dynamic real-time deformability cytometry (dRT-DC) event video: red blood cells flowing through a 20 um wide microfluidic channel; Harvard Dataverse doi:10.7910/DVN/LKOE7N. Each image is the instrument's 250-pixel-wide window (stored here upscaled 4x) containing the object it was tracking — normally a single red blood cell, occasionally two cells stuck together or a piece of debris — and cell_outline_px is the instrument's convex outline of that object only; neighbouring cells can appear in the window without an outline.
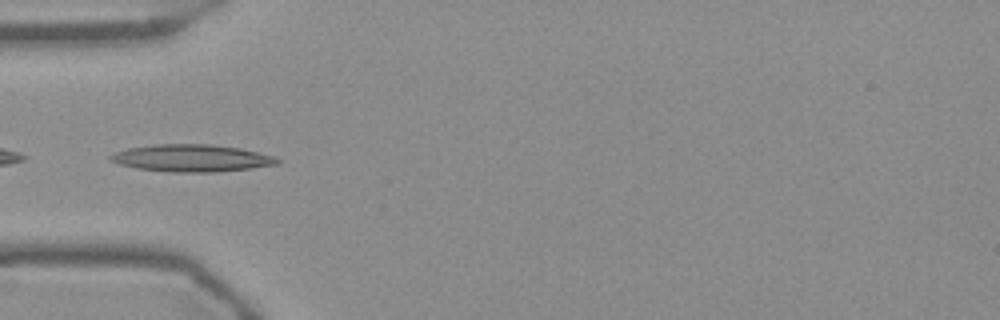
{"species": "Egyptian fruit bat (a non-hibernating species)", "species_latin": "Rousettus aegyptiacus", "temperature_condition": "warm", "stored_images_in_passage": 54, "camera_frame_rate_fps": 3000, "um_per_image_px": 0.085, "frame": {"image": 1, "passage_image": 17, "time_ms": 5.333, "image_size_px": [1000, 320], "cell_outline_px": [[280, 164], [252, 168], [212, 172], [172, 172], [136, 168], [120, 164], [108, 160], [108, 156], [116, 152], [128, 148], [156, 144], [212, 144], [240, 148], [272, 156], [280, 160]], "centroid_in_image_um": [16.27, 13.44], "position_along_channel_um": 68.7, "area_um2": 26.36}}
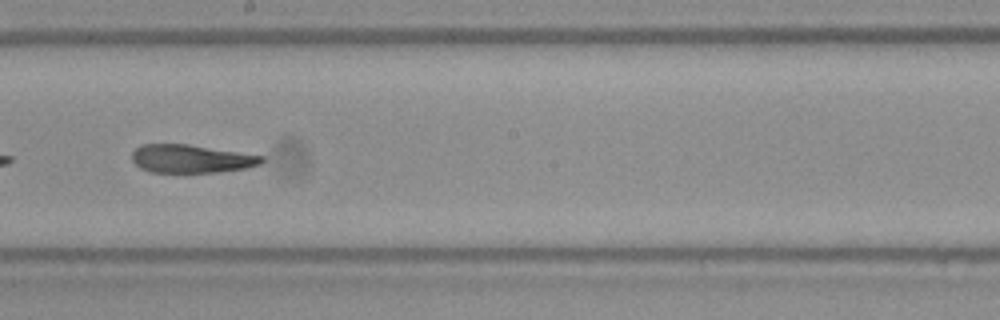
{"frame": {"image": 2, "passage_image": 30, "time_ms": 9.667, "image_size_px": [1000, 320], "cell_outline_px": [[264, 160], [260, 164], [248, 168], [216, 172], [152, 172], [140, 168], [132, 160], [132, 152], [140, 144], [188, 144], [264, 156]], "centroid_in_image_um": [16.24, 13.49], "position_along_channel_um": 232.0, "area_um2": 21.27}}
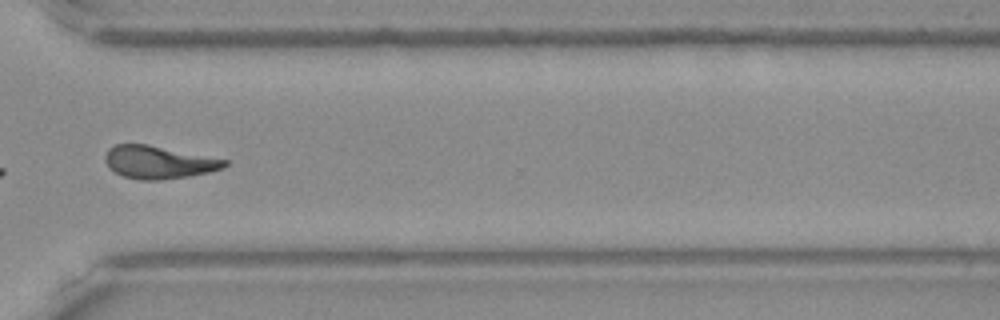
{"frame": {"image": 3, "passage_image": 40, "time_ms": 13.0, "image_size_px": [1000, 320], "cell_outline_px": [[228, 164], [224, 168], [208, 172], [188, 176], [160, 180], [140, 180], [124, 176], [108, 168], [104, 160], [104, 156], [108, 148], [116, 144], [148, 144], [228, 160]], "centroid_in_image_um": [13.46, 13.78], "position_along_channel_um": 357.1, "area_um2": 22.83}, "authors_computed_cell_mechanics": {"area_um2": 23.0044, "velocity_mm_per_s": 3.7548, "shape_relaxation_time_tau1_ms": null, "shape_relaxation_time_tau2_ms": 4.3286, "deformation_change_tau1": null, "deformation_change_tau2": 0.1237}}